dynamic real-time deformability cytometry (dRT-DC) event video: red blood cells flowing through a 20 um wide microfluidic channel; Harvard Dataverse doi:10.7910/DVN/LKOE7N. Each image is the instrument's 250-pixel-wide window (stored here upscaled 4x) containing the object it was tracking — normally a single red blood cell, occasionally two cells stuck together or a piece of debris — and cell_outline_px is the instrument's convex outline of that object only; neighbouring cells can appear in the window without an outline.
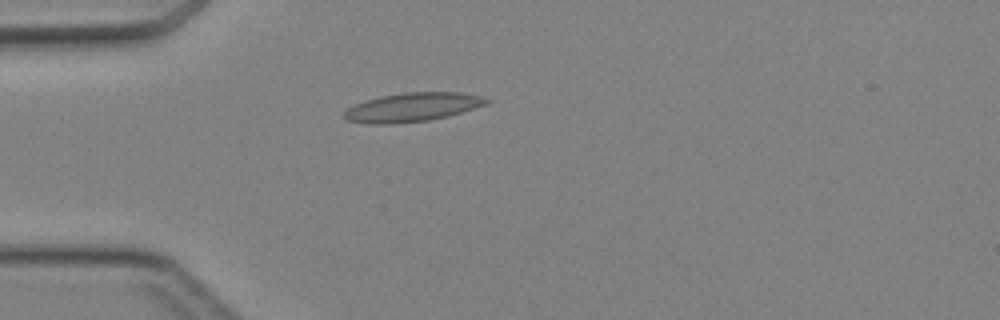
{"species": "Egyptian fruit bat (a non-hibernating species)", "species_latin": "Rousettus aegyptiacus", "temperature_condition": "cold", "stored_images_in_passage": 1, "camera_frame_rate_fps": 3000, "um_per_image_px": 0.085, "animal": {"sex": "female"}, "frame": {"image": 1, "passage_image": 1, "time_ms": 0.0, "image_size_px": [1000, 320], "cell_outline_px": [[492, 100], [488, 104], [448, 116], [428, 120], [392, 124], [368, 124], [348, 120], [344, 116], [344, 112], [348, 108], [356, 104], [380, 96], [404, 92], [460, 92], [480, 96]], "centroid_in_image_um": [35.09, 9.11], "position_along_channel_um": 49.9, "area_um2": 23.81}}